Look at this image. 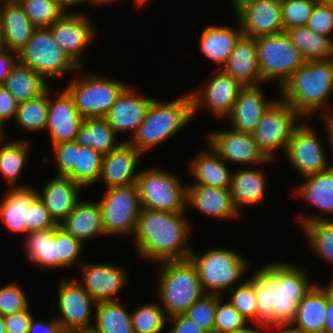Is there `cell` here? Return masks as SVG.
I'll return each mask as SVG.
<instances>
[{
	"label": "cell",
	"mask_w": 333,
	"mask_h": 333,
	"mask_svg": "<svg viewBox=\"0 0 333 333\" xmlns=\"http://www.w3.org/2000/svg\"><path fill=\"white\" fill-rule=\"evenodd\" d=\"M301 268L286 261L268 262L248 278L257 298V323L262 327L288 328L294 320L299 301L314 285Z\"/></svg>",
	"instance_id": "obj_1"
},
{
	"label": "cell",
	"mask_w": 333,
	"mask_h": 333,
	"mask_svg": "<svg viewBox=\"0 0 333 333\" xmlns=\"http://www.w3.org/2000/svg\"><path fill=\"white\" fill-rule=\"evenodd\" d=\"M185 213L142 208L132 238L136 253L154 263L189 258L192 249L188 240L192 227Z\"/></svg>",
	"instance_id": "obj_2"
},
{
	"label": "cell",
	"mask_w": 333,
	"mask_h": 333,
	"mask_svg": "<svg viewBox=\"0 0 333 333\" xmlns=\"http://www.w3.org/2000/svg\"><path fill=\"white\" fill-rule=\"evenodd\" d=\"M278 91L279 98L289 103L303 119L326 109L330 111L326 110L323 116L332 117L333 108H327V101L333 93V58L306 61Z\"/></svg>",
	"instance_id": "obj_3"
},
{
	"label": "cell",
	"mask_w": 333,
	"mask_h": 333,
	"mask_svg": "<svg viewBox=\"0 0 333 333\" xmlns=\"http://www.w3.org/2000/svg\"><path fill=\"white\" fill-rule=\"evenodd\" d=\"M193 118V101L189 92L169 102L153 99L143 122L131 139L125 142L135 147L143 156L147 150L151 151L174 137Z\"/></svg>",
	"instance_id": "obj_4"
},
{
	"label": "cell",
	"mask_w": 333,
	"mask_h": 333,
	"mask_svg": "<svg viewBox=\"0 0 333 333\" xmlns=\"http://www.w3.org/2000/svg\"><path fill=\"white\" fill-rule=\"evenodd\" d=\"M156 296L169 318L184 314L196 300L203 297L198 270L190 258L159 262Z\"/></svg>",
	"instance_id": "obj_5"
},
{
	"label": "cell",
	"mask_w": 333,
	"mask_h": 333,
	"mask_svg": "<svg viewBox=\"0 0 333 333\" xmlns=\"http://www.w3.org/2000/svg\"><path fill=\"white\" fill-rule=\"evenodd\" d=\"M189 258L198 270L206 294L221 296L222 291L241 284L240 279L249 270L247 259L233 249L212 248L201 255L192 249Z\"/></svg>",
	"instance_id": "obj_6"
},
{
	"label": "cell",
	"mask_w": 333,
	"mask_h": 333,
	"mask_svg": "<svg viewBox=\"0 0 333 333\" xmlns=\"http://www.w3.org/2000/svg\"><path fill=\"white\" fill-rule=\"evenodd\" d=\"M18 62L39 73L45 80L79 72L78 67L55 41L49 27L35 28L27 45L17 54Z\"/></svg>",
	"instance_id": "obj_7"
},
{
	"label": "cell",
	"mask_w": 333,
	"mask_h": 333,
	"mask_svg": "<svg viewBox=\"0 0 333 333\" xmlns=\"http://www.w3.org/2000/svg\"><path fill=\"white\" fill-rule=\"evenodd\" d=\"M129 85L115 79L84 74L64 88L72 97L78 113L84 118H105L117 98Z\"/></svg>",
	"instance_id": "obj_8"
},
{
	"label": "cell",
	"mask_w": 333,
	"mask_h": 333,
	"mask_svg": "<svg viewBox=\"0 0 333 333\" xmlns=\"http://www.w3.org/2000/svg\"><path fill=\"white\" fill-rule=\"evenodd\" d=\"M180 181L177 175L160 168L139 171L136 186L141 208L171 213L185 212L187 185Z\"/></svg>",
	"instance_id": "obj_9"
},
{
	"label": "cell",
	"mask_w": 333,
	"mask_h": 333,
	"mask_svg": "<svg viewBox=\"0 0 333 333\" xmlns=\"http://www.w3.org/2000/svg\"><path fill=\"white\" fill-rule=\"evenodd\" d=\"M261 83L275 82L278 89L305 61L286 32L256 37Z\"/></svg>",
	"instance_id": "obj_10"
},
{
	"label": "cell",
	"mask_w": 333,
	"mask_h": 333,
	"mask_svg": "<svg viewBox=\"0 0 333 333\" xmlns=\"http://www.w3.org/2000/svg\"><path fill=\"white\" fill-rule=\"evenodd\" d=\"M98 201L104 235H134L141 204L136 183L106 188Z\"/></svg>",
	"instance_id": "obj_11"
},
{
	"label": "cell",
	"mask_w": 333,
	"mask_h": 333,
	"mask_svg": "<svg viewBox=\"0 0 333 333\" xmlns=\"http://www.w3.org/2000/svg\"><path fill=\"white\" fill-rule=\"evenodd\" d=\"M300 118L304 120L289 103L280 98L264 112L252 135L269 159L274 160L280 149L285 153L294 130L301 124Z\"/></svg>",
	"instance_id": "obj_12"
},
{
	"label": "cell",
	"mask_w": 333,
	"mask_h": 333,
	"mask_svg": "<svg viewBox=\"0 0 333 333\" xmlns=\"http://www.w3.org/2000/svg\"><path fill=\"white\" fill-rule=\"evenodd\" d=\"M304 119L294 130L286 148L288 161L304 178L329 169L327 156L315 128Z\"/></svg>",
	"instance_id": "obj_13"
},
{
	"label": "cell",
	"mask_w": 333,
	"mask_h": 333,
	"mask_svg": "<svg viewBox=\"0 0 333 333\" xmlns=\"http://www.w3.org/2000/svg\"><path fill=\"white\" fill-rule=\"evenodd\" d=\"M58 285V311L54 314L62 329L69 333L74 330L92 329L95 316L93 306L97 303L84 290L79 281L63 280ZM93 319V320H92Z\"/></svg>",
	"instance_id": "obj_14"
},
{
	"label": "cell",
	"mask_w": 333,
	"mask_h": 333,
	"mask_svg": "<svg viewBox=\"0 0 333 333\" xmlns=\"http://www.w3.org/2000/svg\"><path fill=\"white\" fill-rule=\"evenodd\" d=\"M206 137L208 146L226 163L233 162L248 166L273 161L259 148L252 134L229 129L213 131Z\"/></svg>",
	"instance_id": "obj_15"
},
{
	"label": "cell",
	"mask_w": 333,
	"mask_h": 333,
	"mask_svg": "<svg viewBox=\"0 0 333 333\" xmlns=\"http://www.w3.org/2000/svg\"><path fill=\"white\" fill-rule=\"evenodd\" d=\"M84 13L65 12L49 28L55 41L61 46L68 57L78 66L83 67V57L86 48L90 46L95 36V29Z\"/></svg>",
	"instance_id": "obj_16"
},
{
	"label": "cell",
	"mask_w": 333,
	"mask_h": 333,
	"mask_svg": "<svg viewBox=\"0 0 333 333\" xmlns=\"http://www.w3.org/2000/svg\"><path fill=\"white\" fill-rule=\"evenodd\" d=\"M211 78L205 87L190 92L193 101V117L197 111L200 112L199 108L203 106L208 107L216 118H227L244 86L222 69H218V72Z\"/></svg>",
	"instance_id": "obj_17"
},
{
	"label": "cell",
	"mask_w": 333,
	"mask_h": 333,
	"mask_svg": "<svg viewBox=\"0 0 333 333\" xmlns=\"http://www.w3.org/2000/svg\"><path fill=\"white\" fill-rule=\"evenodd\" d=\"M78 267L83 277L79 283L96 303L117 301V294L127 284L126 271L120 266L83 261Z\"/></svg>",
	"instance_id": "obj_18"
},
{
	"label": "cell",
	"mask_w": 333,
	"mask_h": 333,
	"mask_svg": "<svg viewBox=\"0 0 333 333\" xmlns=\"http://www.w3.org/2000/svg\"><path fill=\"white\" fill-rule=\"evenodd\" d=\"M243 35L259 37L283 33L281 0H257L236 13Z\"/></svg>",
	"instance_id": "obj_19"
},
{
	"label": "cell",
	"mask_w": 333,
	"mask_h": 333,
	"mask_svg": "<svg viewBox=\"0 0 333 333\" xmlns=\"http://www.w3.org/2000/svg\"><path fill=\"white\" fill-rule=\"evenodd\" d=\"M48 88V116L46 129L49 131L52 146L75 141L84 118L78 113L72 97L64 89L56 99H51Z\"/></svg>",
	"instance_id": "obj_20"
},
{
	"label": "cell",
	"mask_w": 333,
	"mask_h": 333,
	"mask_svg": "<svg viewBox=\"0 0 333 333\" xmlns=\"http://www.w3.org/2000/svg\"><path fill=\"white\" fill-rule=\"evenodd\" d=\"M305 181L295 192L305 202L319 209L317 214L298 217L301 227L308 223L328 220L326 213L333 214V168L304 177ZM325 213V214H324ZM325 216V217H324ZM333 220V218H331Z\"/></svg>",
	"instance_id": "obj_21"
},
{
	"label": "cell",
	"mask_w": 333,
	"mask_h": 333,
	"mask_svg": "<svg viewBox=\"0 0 333 333\" xmlns=\"http://www.w3.org/2000/svg\"><path fill=\"white\" fill-rule=\"evenodd\" d=\"M260 85L244 86L227 117L231 129L252 134L264 112L277 100L265 98Z\"/></svg>",
	"instance_id": "obj_22"
},
{
	"label": "cell",
	"mask_w": 333,
	"mask_h": 333,
	"mask_svg": "<svg viewBox=\"0 0 333 333\" xmlns=\"http://www.w3.org/2000/svg\"><path fill=\"white\" fill-rule=\"evenodd\" d=\"M1 47L18 54L36 28L17 0H0Z\"/></svg>",
	"instance_id": "obj_23"
},
{
	"label": "cell",
	"mask_w": 333,
	"mask_h": 333,
	"mask_svg": "<svg viewBox=\"0 0 333 333\" xmlns=\"http://www.w3.org/2000/svg\"><path fill=\"white\" fill-rule=\"evenodd\" d=\"M141 154L124 141L118 148L103 156L99 181L104 182L106 188L136 183L139 175L136 170Z\"/></svg>",
	"instance_id": "obj_24"
},
{
	"label": "cell",
	"mask_w": 333,
	"mask_h": 333,
	"mask_svg": "<svg viewBox=\"0 0 333 333\" xmlns=\"http://www.w3.org/2000/svg\"><path fill=\"white\" fill-rule=\"evenodd\" d=\"M153 99L136 93L129 85L117 98L105 118L116 134L129 130L133 131L134 135Z\"/></svg>",
	"instance_id": "obj_25"
},
{
	"label": "cell",
	"mask_w": 333,
	"mask_h": 333,
	"mask_svg": "<svg viewBox=\"0 0 333 333\" xmlns=\"http://www.w3.org/2000/svg\"><path fill=\"white\" fill-rule=\"evenodd\" d=\"M186 205L215 219L231 220L241 216L234 207L229 189L188 185Z\"/></svg>",
	"instance_id": "obj_26"
},
{
	"label": "cell",
	"mask_w": 333,
	"mask_h": 333,
	"mask_svg": "<svg viewBox=\"0 0 333 333\" xmlns=\"http://www.w3.org/2000/svg\"><path fill=\"white\" fill-rule=\"evenodd\" d=\"M328 286L314 284L298 303L294 320L288 329L294 333H323Z\"/></svg>",
	"instance_id": "obj_27"
},
{
	"label": "cell",
	"mask_w": 333,
	"mask_h": 333,
	"mask_svg": "<svg viewBox=\"0 0 333 333\" xmlns=\"http://www.w3.org/2000/svg\"><path fill=\"white\" fill-rule=\"evenodd\" d=\"M222 70L243 86L261 84L256 38L242 35Z\"/></svg>",
	"instance_id": "obj_28"
},
{
	"label": "cell",
	"mask_w": 333,
	"mask_h": 333,
	"mask_svg": "<svg viewBox=\"0 0 333 333\" xmlns=\"http://www.w3.org/2000/svg\"><path fill=\"white\" fill-rule=\"evenodd\" d=\"M82 190L69 176L56 175L43 187L42 194L37 191V195L54 221L59 224L74 209Z\"/></svg>",
	"instance_id": "obj_29"
},
{
	"label": "cell",
	"mask_w": 333,
	"mask_h": 333,
	"mask_svg": "<svg viewBox=\"0 0 333 333\" xmlns=\"http://www.w3.org/2000/svg\"><path fill=\"white\" fill-rule=\"evenodd\" d=\"M5 193L0 203V222L8 231L27 234L28 208L38 196L32 186L14 185Z\"/></svg>",
	"instance_id": "obj_30"
},
{
	"label": "cell",
	"mask_w": 333,
	"mask_h": 333,
	"mask_svg": "<svg viewBox=\"0 0 333 333\" xmlns=\"http://www.w3.org/2000/svg\"><path fill=\"white\" fill-rule=\"evenodd\" d=\"M58 226L83 244L91 238L104 235L101 207L98 201L79 200Z\"/></svg>",
	"instance_id": "obj_31"
},
{
	"label": "cell",
	"mask_w": 333,
	"mask_h": 333,
	"mask_svg": "<svg viewBox=\"0 0 333 333\" xmlns=\"http://www.w3.org/2000/svg\"><path fill=\"white\" fill-rule=\"evenodd\" d=\"M236 23V29L225 25H209L201 33L199 49L205 58L222 66L218 69L225 66L236 42L243 35L238 19Z\"/></svg>",
	"instance_id": "obj_32"
},
{
	"label": "cell",
	"mask_w": 333,
	"mask_h": 333,
	"mask_svg": "<svg viewBox=\"0 0 333 333\" xmlns=\"http://www.w3.org/2000/svg\"><path fill=\"white\" fill-rule=\"evenodd\" d=\"M200 151L189 163L188 169L195 179L187 185H205L229 189L232 172L227 163L222 160L210 146ZM208 149V150H207Z\"/></svg>",
	"instance_id": "obj_33"
},
{
	"label": "cell",
	"mask_w": 333,
	"mask_h": 333,
	"mask_svg": "<svg viewBox=\"0 0 333 333\" xmlns=\"http://www.w3.org/2000/svg\"><path fill=\"white\" fill-rule=\"evenodd\" d=\"M264 170L254 168L237 169L232 173L231 191L234 207L241 214L242 206L260 203L266 192L267 179ZM241 208V209H240Z\"/></svg>",
	"instance_id": "obj_34"
},
{
	"label": "cell",
	"mask_w": 333,
	"mask_h": 333,
	"mask_svg": "<svg viewBox=\"0 0 333 333\" xmlns=\"http://www.w3.org/2000/svg\"><path fill=\"white\" fill-rule=\"evenodd\" d=\"M3 84L18 103L36 98L49 88L47 80L39 73L18 61Z\"/></svg>",
	"instance_id": "obj_35"
},
{
	"label": "cell",
	"mask_w": 333,
	"mask_h": 333,
	"mask_svg": "<svg viewBox=\"0 0 333 333\" xmlns=\"http://www.w3.org/2000/svg\"><path fill=\"white\" fill-rule=\"evenodd\" d=\"M116 132L106 118H86L83 120L75 141L82 147H90L107 155L118 148L124 141L116 142Z\"/></svg>",
	"instance_id": "obj_36"
},
{
	"label": "cell",
	"mask_w": 333,
	"mask_h": 333,
	"mask_svg": "<svg viewBox=\"0 0 333 333\" xmlns=\"http://www.w3.org/2000/svg\"><path fill=\"white\" fill-rule=\"evenodd\" d=\"M285 32L305 62L333 58L332 37L314 33L306 26L294 27Z\"/></svg>",
	"instance_id": "obj_37"
},
{
	"label": "cell",
	"mask_w": 333,
	"mask_h": 333,
	"mask_svg": "<svg viewBox=\"0 0 333 333\" xmlns=\"http://www.w3.org/2000/svg\"><path fill=\"white\" fill-rule=\"evenodd\" d=\"M92 329L97 333H134L131 313L120 301L99 302L94 307Z\"/></svg>",
	"instance_id": "obj_38"
},
{
	"label": "cell",
	"mask_w": 333,
	"mask_h": 333,
	"mask_svg": "<svg viewBox=\"0 0 333 333\" xmlns=\"http://www.w3.org/2000/svg\"><path fill=\"white\" fill-rule=\"evenodd\" d=\"M26 237V238H25ZM25 250L31 262L43 268H58V250L55 243V228L27 233Z\"/></svg>",
	"instance_id": "obj_39"
},
{
	"label": "cell",
	"mask_w": 333,
	"mask_h": 333,
	"mask_svg": "<svg viewBox=\"0 0 333 333\" xmlns=\"http://www.w3.org/2000/svg\"><path fill=\"white\" fill-rule=\"evenodd\" d=\"M0 145V175L9 185H14L20 179L23 169H25L28 154V140H11Z\"/></svg>",
	"instance_id": "obj_40"
},
{
	"label": "cell",
	"mask_w": 333,
	"mask_h": 333,
	"mask_svg": "<svg viewBox=\"0 0 333 333\" xmlns=\"http://www.w3.org/2000/svg\"><path fill=\"white\" fill-rule=\"evenodd\" d=\"M103 155L93 148L82 147L76 142V165L69 177L83 189L99 182Z\"/></svg>",
	"instance_id": "obj_41"
},
{
	"label": "cell",
	"mask_w": 333,
	"mask_h": 333,
	"mask_svg": "<svg viewBox=\"0 0 333 333\" xmlns=\"http://www.w3.org/2000/svg\"><path fill=\"white\" fill-rule=\"evenodd\" d=\"M48 116V89L40 96L18 103L15 122L26 130L37 133L46 129Z\"/></svg>",
	"instance_id": "obj_42"
},
{
	"label": "cell",
	"mask_w": 333,
	"mask_h": 333,
	"mask_svg": "<svg viewBox=\"0 0 333 333\" xmlns=\"http://www.w3.org/2000/svg\"><path fill=\"white\" fill-rule=\"evenodd\" d=\"M301 230L318 258L333 266V220H320L303 225Z\"/></svg>",
	"instance_id": "obj_43"
},
{
	"label": "cell",
	"mask_w": 333,
	"mask_h": 333,
	"mask_svg": "<svg viewBox=\"0 0 333 333\" xmlns=\"http://www.w3.org/2000/svg\"><path fill=\"white\" fill-rule=\"evenodd\" d=\"M131 311L134 333H162L168 317L159 302L140 305Z\"/></svg>",
	"instance_id": "obj_44"
},
{
	"label": "cell",
	"mask_w": 333,
	"mask_h": 333,
	"mask_svg": "<svg viewBox=\"0 0 333 333\" xmlns=\"http://www.w3.org/2000/svg\"><path fill=\"white\" fill-rule=\"evenodd\" d=\"M36 28L50 27L66 11L53 0H17Z\"/></svg>",
	"instance_id": "obj_45"
},
{
	"label": "cell",
	"mask_w": 333,
	"mask_h": 333,
	"mask_svg": "<svg viewBox=\"0 0 333 333\" xmlns=\"http://www.w3.org/2000/svg\"><path fill=\"white\" fill-rule=\"evenodd\" d=\"M229 302L249 322L257 323V298L253 284L246 279L241 284L234 286L229 290Z\"/></svg>",
	"instance_id": "obj_46"
},
{
	"label": "cell",
	"mask_w": 333,
	"mask_h": 333,
	"mask_svg": "<svg viewBox=\"0 0 333 333\" xmlns=\"http://www.w3.org/2000/svg\"><path fill=\"white\" fill-rule=\"evenodd\" d=\"M55 243L58 250V267L67 268L75 265L74 263L80 266L83 263L79 260L84 244L59 226L55 228Z\"/></svg>",
	"instance_id": "obj_47"
},
{
	"label": "cell",
	"mask_w": 333,
	"mask_h": 333,
	"mask_svg": "<svg viewBox=\"0 0 333 333\" xmlns=\"http://www.w3.org/2000/svg\"><path fill=\"white\" fill-rule=\"evenodd\" d=\"M221 302L222 296L217 295L214 333H235L236 331L245 329L248 322L241 314L229 301Z\"/></svg>",
	"instance_id": "obj_48"
},
{
	"label": "cell",
	"mask_w": 333,
	"mask_h": 333,
	"mask_svg": "<svg viewBox=\"0 0 333 333\" xmlns=\"http://www.w3.org/2000/svg\"><path fill=\"white\" fill-rule=\"evenodd\" d=\"M315 4L314 0H281L284 31L306 26Z\"/></svg>",
	"instance_id": "obj_49"
},
{
	"label": "cell",
	"mask_w": 333,
	"mask_h": 333,
	"mask_svg": "<svg viewBox=\"0 0 333 333\" xmlns=\"http://www.w3.org/2000/svg\"><path fill=\"white\" fill-rule=\"evenodd\" d=\"M217 294H205L184 313L208 333H214Z\"/></svg>",
	"instance_id": "obj_50"
},
{
	"label": "cell",
	"mask_w": 333,
	"mask_h": 333,
	"mask_svg": "<svg viewBox=\"0 0 333 333\" xmlns=\"http://www.w3.org/2000/svg\"><path fill=\"white\" fill-rule=\"evenodd\" d=\"M27 294L18 283H8L0 287V315L7 316L26 310L29 307Z\"/></svg>",
	"instance_id": "obj_51"
},
{
	"label": "cell",
	"mask_w": 333,
	"mask_h": 333,
	"mask_svg": "<svg viewBox=\"0 0 333 333\" xmlns=\"http://www.w3.org/2000/svg\"><path fill=\"white\" fill-rule=\"evenodd\" d=\"M54 221L42 200L37 196L28 208L27 233L56 228Z\"/></svg>",
	"instance_id": "obj_52"
},
{
	"label": "cell",
	"mask_w": 333,
	"mask_h": 333,
	"mask_svg": "<svg viewBox=\"0 0 333 333\" xmlns=\"http://www.w3.org/2000/svg\"><path fill=\"white\" fill-rule=\"evenodd\" d=\"M306 27L314 33L330 37L333 32V3H316Z\"/></svg>",
	"instance_id": "obj_53"
},
{
	"label": "cell",
	"mask_w": 333,
	"mask_h": 333,
	"mask_svg": "<svg viewBox=\"0 0 333 333\" xmlns=\"http://www.w3.org/2000/svg\"><path fill=\"white\" fill-rule=\"evenodd\" d=\"M58 175L69 176L76 165V141H68L52 146Z\"/></svg>",
	"instance_id": "obj_54"
},
{
	"label": "cell",
	"mask_w": 333,
	"mask_h": 333,
	"mask_svg": "<svg viewBox=\"0 0 333 333\" xmlns=\"http://www.w3.org/2000/svg\"><path fill=\"white\" fill-rule=\"evenodd\" d=\"M32 315L30 306L21 312L4 316L7 333H28Z\"/></svg>",
	"instance_id": "obj_55"
},
{
	"label": "cell",
	"mask_w": 333,
	"mask_h": 333,
	"mask_svg": "<svg viewBox=\"0 0 333 333\" xmlns=\"http://www.w3.org/2000/svg\"><path fill=\"white\" fill-rule=\"evenodd\" d=\"M167 321L173 325L169 333H208L185 314L173 315Z\"/></svg>",
	"instance_id": "obj_56"
},
{
	"label": "cell",
	"mask_w": 333,
	"mask_h": 333,
	"mask_svg": "<svg viewBox=\"0 0 333 333\" xmlns=\"http://www.w3.org/2000/svg\"><path fill=\"white\" fill-rule=\"evenodd\" d=\"M18 108V102L11 93L4 87L0 92V120L6 124V121L15 119Z\"/></svg>",
	"instance_id": "obj_57"
},
{
	"label": "cell",
	"mask_w": 333,
	"mask_h": 333,
	"mask_svg": "<svg viewBox=\"0 0 333 333\" xmlns=\"http://www.w3.org/2000/svg\"><path fill=\"white\" fill-rule=\"evenodd\" d=\"M28 333H66L60 324V322L52 317L47 321L37 320L32 317L29 325Z\"/></svg>",
	"instance_id": "obj_58"
},
{
	"label": "cell",
	"mask_w": 333,
	"mask_h": 333,
	"mask_svg": "<svg viewBox=\"0 0 333 333\" xmlns=\"http://www.w3.org/2000/svg\"><path fill=\"white\" fill-rule=\"evenodd\" d=\"M18 61L17 54L0 47V82L4 83L12 67Z\"/></svg>",
	"instance_id": "obj_59"
},
{
	"label": "cell",
	"mask_w": 333,
	"mask_h": 333,
	"mask_svg": "<svg viewBox=\"0 0 333 333\" xmlns=\"http://www.w3.org/2000/svg\"><path fill=\"white\" fill-rule=\"evenodd\" d=\"M323 333H333V280L328 285V302Z\"/></svg>",
	"instance_id": "obj_60"
},
{
	"label": "cell",
	"mask_w": 333,
	"mask_h": 333,
	"mask_svg": "<svg viewBox=\"0 0 333 333\" xmlns=\"http://www.w3.org/2000/svg\"><path fill=\"white\" fill-rule=\"evenodd\" d=\"M323 124H324V127H326V130H327V136H328V142L330 144V148L332 149L333 151V116L332 117H323ZM333 154V152H332ZM332 168H333V163L332 165H330Z\"/></svg>",
	"instance_id": "obj_61"
},
{
	"label": "cell",
	"mask_w": 333,
	"mask_h": 333,
	"mask_svg": "<svg viewBox=\"0 0 333 333\" xmlns=\"http://www.w3.org/2000/svg\"><path fill=\"white\" fill-rule=\"evenodd\" d=\"M57 2L66 12H68V8L74 5H79L81 3L88 2L89 0H53Z\"/></svg>",
	"instance_id": "obj_62"
},
{
	"label": "cell",
	"mask_w": 333,
	"mask_h": 333,
	"mask_svg": "<svg viewBox=\"0 0 333 333\" xmlns=\"http://www.w3.org/2000/svg\"><path fill=\"white\" fill-rule=\"evenodd\" d=\"M232 5L234 6V10L237 13L241 8L246 6L247 4L257 1V0H230Z\"/></svg>",
	"instance_id": "obj_63"
},
{
	"label": "cell",
	"mask_w": 333,
	"mask_h": 333,
	"mask_svg": "<svg viewBox=\"0 0 333 333\" xmlns=\"http://www.w3.org/2000/svg\"><path fill=\"white\" fill-rule=\"evenodd\" d=\"M263 330L264 329H262L261 326H260V328L259 327L258 328L257 327L252 328L250 326L249 327L247 326L245 329L240 330V331H236L235 333H264Z\"/></svg>",
	"instance_id": "obj_64"
},
{
	"label": "cell",
	"mask_w": 333,
	"mask_h": 333,
	"mask_svg": "<svg viewBox=\"0 0 333 333\" xmlns=\"http://www.w3.org/2000/svg\"><path fill=\"white\" fill-rule=\"evenodd\" d=\"M115 1H117V0H89V2L92 4L93 3V5L94 4H99V5H101V4H108V3H113V2H115Z\"/></svg>",
	"instance_id": "obj_65"
},
{
	"label": "cell",
	"mask_w": 333,
	"mask_h": 333,
	"mask_svg": "<svg viewBox=\"0 0 333 333\" xmlns=\"http://www.w3.org/2000/svg\"><path fill=\"white\" fill-rule=\"evenodd\" d=\"M270 330L274 331L276 333H294L292 331H290L288 328H270Z\"/></svg>",
	"instance_id": "obj_66"
},
{
	"label": "cell",
	"mask_w": 333,
	"mask_h": 333,
	"mask_svg": "<svg viewBox=\"0 0 333 333\" xmlns=\"http://www.w3.org/2000/svg\"><path fill=\"white\" fill-rule=\"evenodd\" d=\"M0 333H7L4 323V317L2 315H0Z\"/></svg>",
	"instance_id": "obj_67"
},
{
	"label": "cell",
	"mask_w": 333,
	"mask_h": 333,
	"mask_svg": "<svg viewBox=\"0 0 333 333\" xmlns=\"http://www.w3.org/2000/svg\"><path fill=\"white\" fill-rule=\"evenodd\" d=\"M4 123L0 120V141H2L3 139H5V133L4 131Z\"/></svg>",
	"instance_id": "obj_68"
},
{
	"label": "cell",
	"mask_w": 333,
	"mask_h": 333,
	"mask_svg": "<svg viewBox=\"0 0 333 333\" xmlns=\"http://www.w3.org/2000/svg\"><path fill=\"white\" fill-rule=\"evenodd\" d=\"M69 333H97L93 329L74 330Z\"/></svg>",
	"instance_id": "obj_69"
},
{
	"label": "cell",
	"mask_w": 333,
	"mask_h": 333,
	"mask_svg": "<svg viewBox=\"0 0 333 333\" xmlns=\"http://www.w3.org/2000/svg\"><path fill=\"white\" fill-rule=\"evenodd\" d=\"M133 1H135L134 3H136V5L138 6H140V5H146L147 4V2L149 1V0H133Z\"/></svg>",
	"instance_id": "obj_70"
},
{
	"label": "cell",
	"mask_w": 333,
	"mask_h": 333,
	"mask_svg": "<svg viewBox=\"0 0 333 333\" xmlns=\"http://www.w3.org/2000/svg\"><path fill=\"white\" fill-rule=\"evenodd\" d=\"M316 3H333V0H314Z\"/></svg>",
	"instance_id": "obj_71"
},
{
	"label": "cell",
	"mask_w": 333,
	"mask_h": 333,
	"mask_svg": "<svg viewBox=\"0 0 333 333\" xmlns=\"http://www.w3.org/2000/svg\"><path fill=\"white\" fill-rule=\"evenodd\" d=\"M4 88V84L0 82V92Z\"/></svg>",
	"instance_id": "obj_72"
},
{
	"label": "cell",
	"mask_w": 333,
	"mask_h": 333,
	"mask_svg": "<svg viewBox=\"0 0 333 333\" xmlns=\"http://www.w3.org/2000/svg\"><path fill=\"white\" fill-rule=\"evenodd\" d=\"M0 47H1V27H0Z\"/></svg>",
	"instance_id": "obj_73"
}]
</instances>
